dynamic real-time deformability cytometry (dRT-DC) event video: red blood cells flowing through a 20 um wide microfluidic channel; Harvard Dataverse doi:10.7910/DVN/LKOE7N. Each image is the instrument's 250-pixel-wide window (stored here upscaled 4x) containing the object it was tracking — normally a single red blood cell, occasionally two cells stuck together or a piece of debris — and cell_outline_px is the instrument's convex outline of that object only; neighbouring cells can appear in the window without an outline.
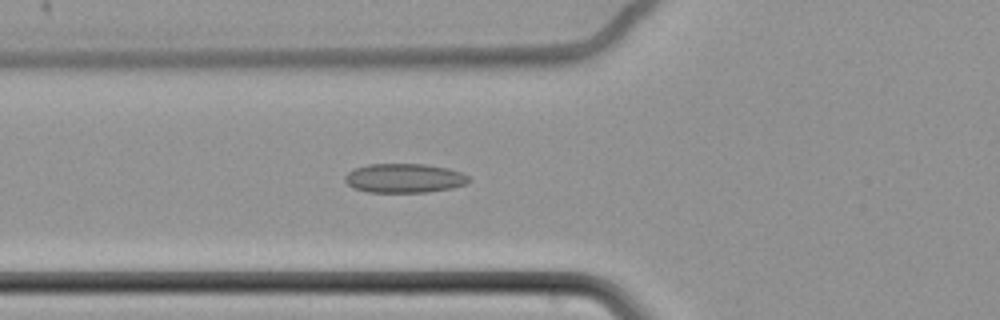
{"species": "common noctule bat (a hibernating species)", "species_latin": "Nyctalus noctula", "temperature_condition": "cold", "stored_images_in_passage": 3, "camera_frame_rate_fps": 3000, "um_per_image_px": 0.085, "animal": {"sex": "female", "body_mass_g": 22.7, "forearm_length_mm": 54.2}, "frame": {"image": 1, "passage_image": 3, "time_ms": 0.667, "image_size_px": [1000, 320], "cell_outline_px": [[468, 180], [464, 184], [452, 188], [428, 192], [368, 192], [352, 188], [344, 180], [344, 176], [352, 168], [368, 164], [424, 164], [448, 168], [460, 172], [468, 176]], "centroid_in_image_um": [34.3, 15.14], "position_along_channel_um": 91.5, "area_um2": 21.1}}